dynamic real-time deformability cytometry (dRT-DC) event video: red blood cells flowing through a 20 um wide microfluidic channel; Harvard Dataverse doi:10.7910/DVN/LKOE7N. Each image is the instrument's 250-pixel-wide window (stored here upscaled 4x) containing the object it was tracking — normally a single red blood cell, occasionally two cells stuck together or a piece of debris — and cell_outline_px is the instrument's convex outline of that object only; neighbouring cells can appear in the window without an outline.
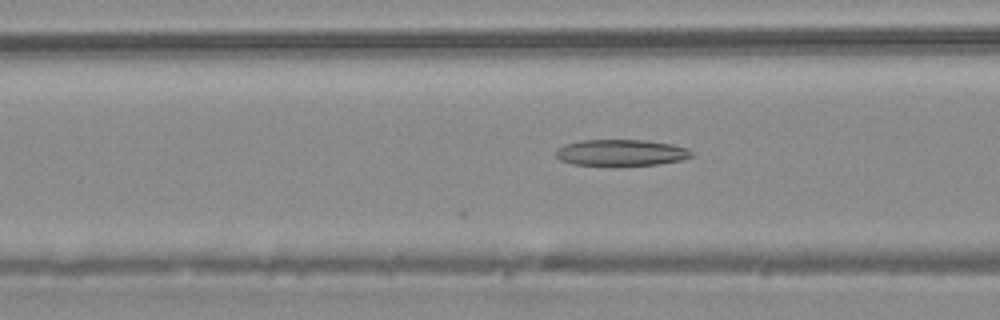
{"species": "common noctule bat (a hibernating species)", "species_latin": "Nyctalus noctula", "temperature_condition": "warm", "stored_images_in_passage": 6, "camera_frame_rate_fps": 3000, "um_per_image_px": 0.085, "animal": {"sex": "male", "body_mass_g": 20.4}, "frame": {"image": 1, "passage_image": 6, "time_ms": 1.667, "image_size_px": [1000, 320], "cell_outline_px": [[692, 156], [680, 160], [656, 164], [620, 168], [572, 164], [560, 160], [556, 156], [556, 148], [564, 144], [580, 140], [648, 140], [672, 144], [688, 148], [692, 152]], "centroid_in_image_um": [52.75, 13.01], "position_along_channel_um": 113.9, "area_um2": 21.68}}